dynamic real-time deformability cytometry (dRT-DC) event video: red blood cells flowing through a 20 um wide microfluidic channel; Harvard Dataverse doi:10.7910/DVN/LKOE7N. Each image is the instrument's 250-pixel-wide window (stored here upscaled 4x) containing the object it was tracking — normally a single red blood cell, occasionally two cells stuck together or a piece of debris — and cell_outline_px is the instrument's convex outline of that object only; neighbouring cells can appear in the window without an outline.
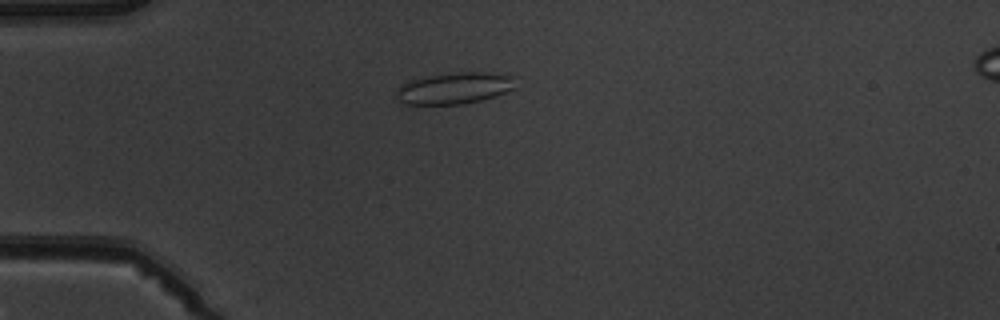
{"species": "common noctule bat (a hibernating species)", "species_latin": "Nyctalus noctula", "temperature_condition": "warm", "stored_images_in_passage": 4, "camera_frame_rate_fps": 3000, "um_per_image_px": 0.085, "animal": {"sex": "male", "body_mass_g": 19.5, "forearm_length_mm": 54.6}, "frame": {"image": 1, "passage_image": 2, "time_ms": 1.0, "image_size_px": [1000, 320], "cell_outline_px": [[516, 88], [484, 100], [464, 104], [404, 104], [400, 100], [396, 92], [396, 88], [408, 80], [424, 76], [456, 72], [492, 72], [512, 76]], "centroid_in_image_um": [38.63, 7.49], "position_along_channel_um": 46.4, "area_um2": 22.08}}
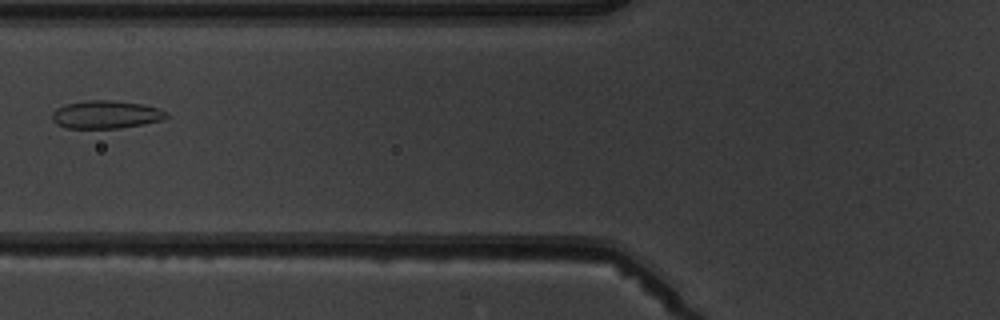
{"frame": {"image": 2, "passage_image": 4, "time_ms": 3.333, "image_size_px": [1000, 320], "cell_outline_px": [[168, 116], [164, 120], [120, 128], [68, 128], [56, 124], [52, 120], [52, 112], [56, 108], [64, 104], [88, 100], [108, 100], [144, 104], [160, 108], [168, 112]], "centroid_in_image_um": [9.02, 9.73], "position_along_channel_um": 116.8, "area_um2": 18.79}}